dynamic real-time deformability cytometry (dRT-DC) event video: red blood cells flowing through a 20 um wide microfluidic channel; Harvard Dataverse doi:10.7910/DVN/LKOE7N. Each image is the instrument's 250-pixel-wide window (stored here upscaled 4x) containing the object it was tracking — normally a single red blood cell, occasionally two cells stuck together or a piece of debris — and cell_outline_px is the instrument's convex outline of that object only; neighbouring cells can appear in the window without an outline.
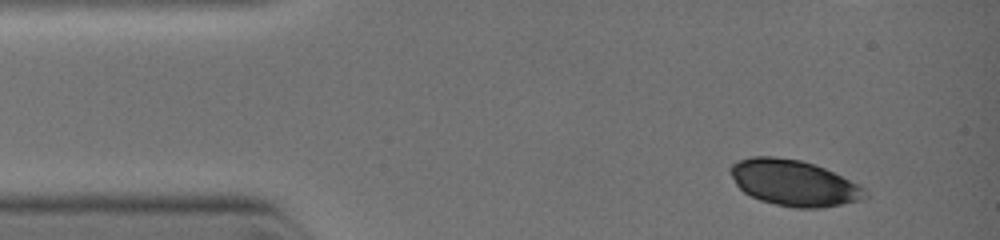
{"species": "common noctule bat (a hibernating species)", "species_latin": "Nyctalus noctula", "temperature_condition": "warm", "stored_images_in_passage": 5, "camera_frame_rate_fps": 3000, "um_per_image_px": 0.085, "animal": {"sex": "female", "body_mass_g": 19.0, "forearm_length_mm": 51.5}, "frame": {"image": 1, "passage_image": 1, "time_ms": 0.0, "image_size_px": [1000, 240], "cell_outline_px": [[868, 196], [860, 200], [820, 208], [796, 208], [776, 204], [760, 200], [744, 192], [736, 184], [732, 176], [732, 164], [740, 160], [752, 156], [772, 156], [800, 160], [824, 168], [864, 188]], "centroid_in_image_um": [67.46, 15.55], "position_along_channel_um": 17.5, "area_um2": 35.32}}